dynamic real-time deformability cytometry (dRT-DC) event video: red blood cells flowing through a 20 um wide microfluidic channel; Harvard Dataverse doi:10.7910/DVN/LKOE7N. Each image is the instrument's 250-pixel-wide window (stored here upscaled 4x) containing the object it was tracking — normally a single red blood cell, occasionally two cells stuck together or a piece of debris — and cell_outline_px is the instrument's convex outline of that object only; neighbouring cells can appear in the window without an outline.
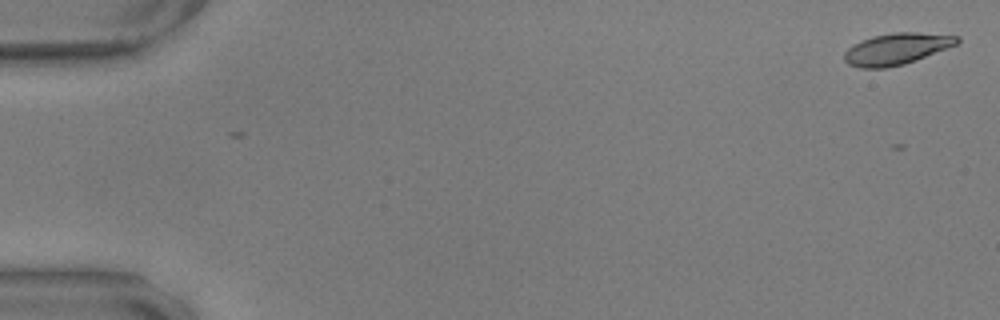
{"species": "common noctule bat (a hibernating species)", "species_latin": "Nyctalus noctula", "temperature_condition": "warm", "stored_images_in_passage": 2, "camera_frame_rate_fps": 3000, "um_per_image_px": 0.085, "animal": {"sex": "male", "body_mass_g": 17.9, "forearm_length_mm": 54.2}, "frame": {"image": 1, "passage_image": 2, "time_ms": 0.333, "image_size_px": [1000, 320], "cell_outline_px": [[960, 40], [956, 44], [916, 60], [904, 64], [884, 68], [860, 68], [848, 64], [844, 60], [844, 52], [852, 44], [872, 36], [892, 32], [916, 32], [960, 36]], "centroid_in_image_um": [76.17, 4.15], "position_along_channel_um": 8.8, "area_um2": 20.63}}